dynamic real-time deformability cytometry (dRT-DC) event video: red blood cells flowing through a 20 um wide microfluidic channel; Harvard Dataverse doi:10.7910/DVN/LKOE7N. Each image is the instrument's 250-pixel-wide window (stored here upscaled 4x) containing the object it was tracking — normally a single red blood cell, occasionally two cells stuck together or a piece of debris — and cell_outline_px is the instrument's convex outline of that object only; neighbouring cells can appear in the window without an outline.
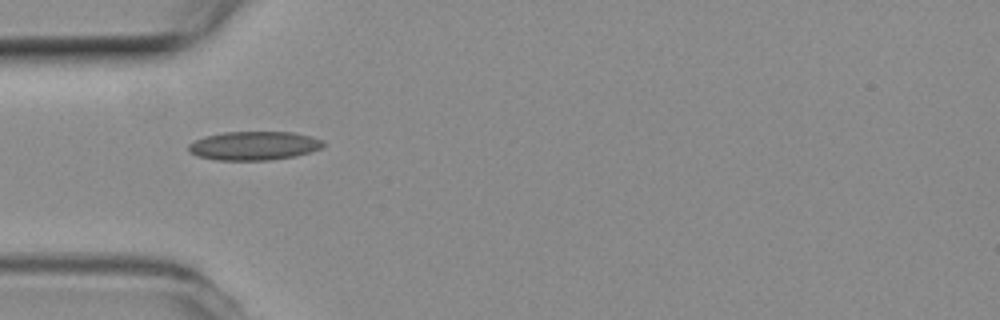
{"species": "common noctule bat (a hibernating species)", "species_latin": "Nyctalus noctula", "temperature_condition": "room temperature", "stored_images_in_passage": 25, "camera_frame_rate_fps": 3000, "um_per_image_px": 0.085, "animal": {"sex": "female", "body_mass_g": 19.3, "forearm_length_mm": 54.1}, "frame": {"image": 1, "passage_image": 1, "time_ms": 0.0, "image_size_px": [1000, 320], "cell_outline_px": [[324, 144], [320, 148], [296, 156], [272, 160], [216, 160], [196, 156], [188, 152], [188, 144], [204, 136], [224, 132], [292, 132], [312, 136], [324, 140]], "centroid_in_image_um": [21.57, 12.39], "position_along_channel_um": 63.4, "area_um2": 22.72}}
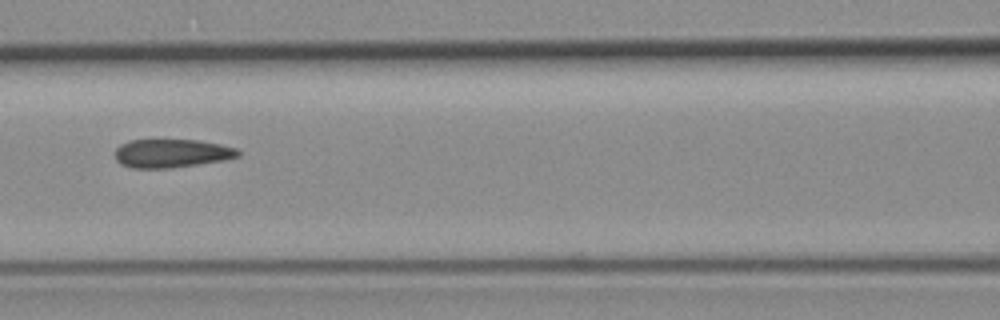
{"frame": {"image": 2, "passage_image": 8, "time_ms": 2.333, "image_size_px": [1000, 320], "cell_outline_px": [[240, 156], [224, 160], [172, 168], [132, 168], [120, 164], [116, 160], [116, 148], [120, 144], [128, 140], [200, 140], [220, 144], [236, 148], [240, 152]], "centroid_in_image_um": [14.58, 13.03], "position_along_channel_um": 152.0, "area_um2": 20.52}}
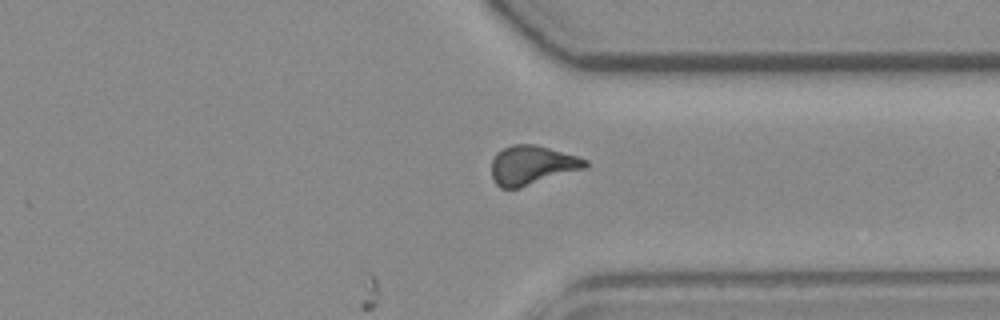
{"frame": {"image": 3, "passage_image": 25, "time_ms": 8.0, "image_size_px": [1000, 320], "cell_outline_px": [[588, 168], [520, 188], [500, 188], [496, 184], [492, 176], [492, 160], [496, 152], [512, 144], [536, 144], [576, 156], [588, 160]], "centroid_in_image_um": [45.24, 14.04], "position_along_channel_um": 366.2, "area_um2": 21.56}}